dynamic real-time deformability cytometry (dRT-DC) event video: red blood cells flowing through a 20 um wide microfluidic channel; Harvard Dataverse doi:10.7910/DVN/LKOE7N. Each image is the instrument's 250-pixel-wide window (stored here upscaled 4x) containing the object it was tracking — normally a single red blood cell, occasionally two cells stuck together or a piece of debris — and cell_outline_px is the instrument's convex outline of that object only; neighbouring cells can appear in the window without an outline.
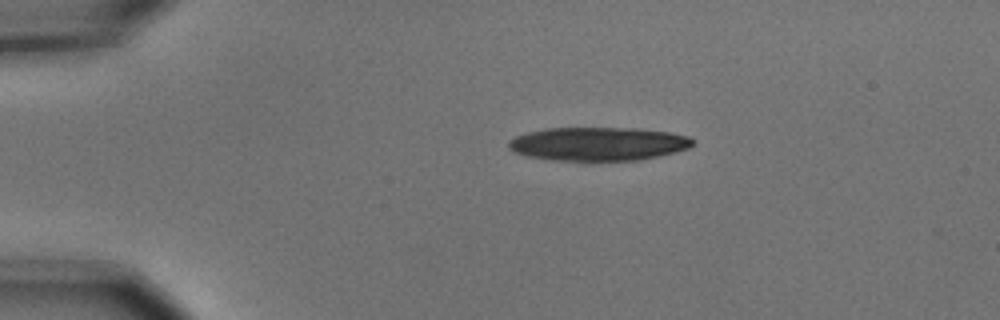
{"species": "common noctule bat (a hibernating species)", "species_latin": "Nyctalus noctula", "temperature_condition": "cold", "stored_images_in_passage": 11, "camera_frame_rate_fps": 3000, "um_per_image_px": 0.085, "animal": {"sex": "male", "body_mass_g": 15.6}, "frame": {"image": 1, "passage_image": 1, "time_ms": 0.0, "image_size_px": [1000, 320], "cell_outline_px": [[692, 144], [688, 148], [676, 152], [636, 160], [552, 160], [524, 156], [512, 152], [508, 148], [508, 140], [516, 136], [528, 132], [544, 128], [640, 128], [668, 132], [688, 136], [692, 140]], "centroid_in_image_um": [50.77, 12.22], "position_along_channel_um": 34.2, "area_um2": 36.01}}